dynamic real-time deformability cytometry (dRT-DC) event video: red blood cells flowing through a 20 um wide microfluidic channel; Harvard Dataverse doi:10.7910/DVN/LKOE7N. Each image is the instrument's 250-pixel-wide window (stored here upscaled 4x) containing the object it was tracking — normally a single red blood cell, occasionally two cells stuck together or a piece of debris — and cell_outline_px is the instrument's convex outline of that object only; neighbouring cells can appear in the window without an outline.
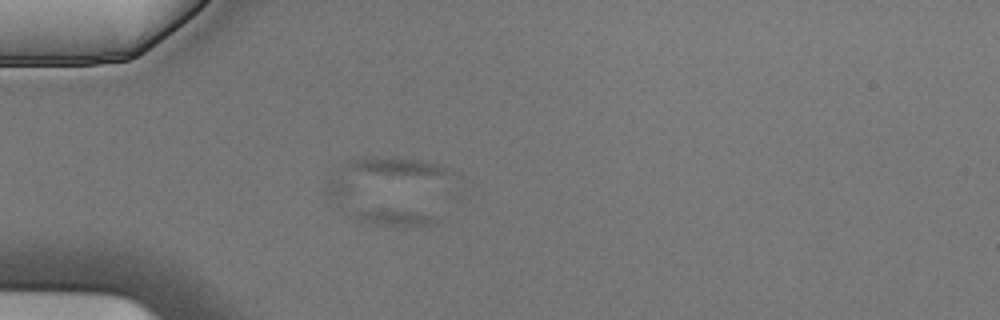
{"species": "Egyptian fruit bat (a non-hibernating species)", "species_latin": "Rousettus aegyptiacus", "temperature_condition": "cold", "stored_images_in_passage": 5, "camera_frame_rate_fps": 3000, "um_per_image_px": 0.085, "animal": {"sex": "male"}, "frame": {"image": 1, "passage_image": 5, "time_ms": 1.333, "image_size_px": [1000, 320], "cell_outline_px": [[440, 220], [436, 224], [396, 228], [356, 220], [340, 208], [324, 192], [324, 188], [328, 180], [336, 176], [436, 216]], "centroid_in_image_um": [31.88, 17.51], "position_along_channel_um": 53.1, "area_um2": 20.81}}